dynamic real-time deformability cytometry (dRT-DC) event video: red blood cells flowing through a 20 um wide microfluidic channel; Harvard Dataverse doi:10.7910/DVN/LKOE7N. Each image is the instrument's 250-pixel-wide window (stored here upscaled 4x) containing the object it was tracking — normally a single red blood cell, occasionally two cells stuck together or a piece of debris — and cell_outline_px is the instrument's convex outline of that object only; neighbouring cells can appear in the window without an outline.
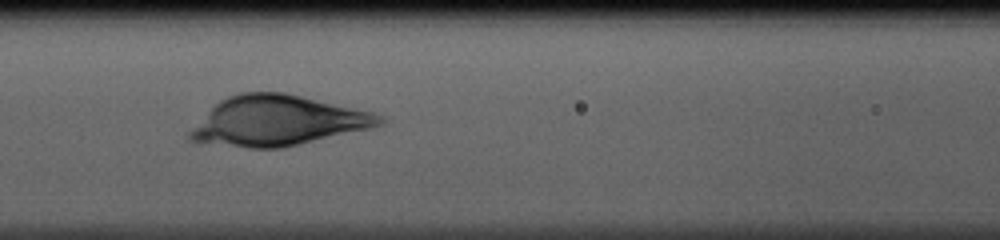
{"species": "human", "species_latin": "Homo sapiens", "temperature_condition": "cold", "stored_images_in_passage": 20, "camera_frame_rate_fps": 3000, "um_per_image_px": 0.085, "donor": {"sex": "male"}, "frame": {"image": 1, "passage_image": 7, "time_ms": 2.0, "image_size_px": [1000, 240], "cell_outline_px": [[384, 124], [368, 128], [284, 148], [248, 148], [200, 144], [188, 140], [184, 136], [220, 100], [228, 96], [240, 92], [284, 92], [372, 112], [384, 116]], "centroid_in_image_um": [23.54, 10.29], "position_along_channel_um": 143.1, "area_um2": 55.26}}
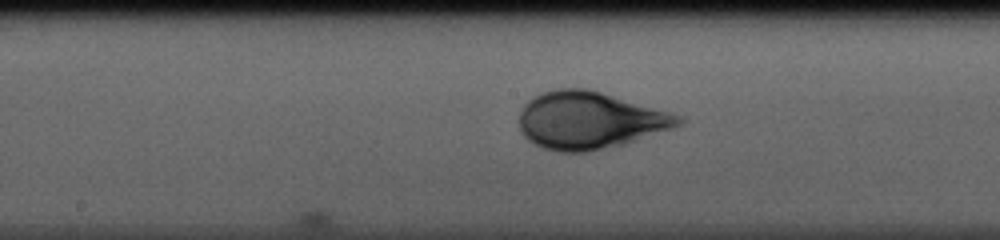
{"frame": {"image": 2, "passage_image": 11, "time_ms": 3.333, "image_size_px": [1000, 240], "cell_outline_px": [[684, 124], [624, 144], [584, 152], [556, 152], [544, 148], [528, 140], [520, 132], [520, 112], [524, 104], [532, 96], [540, 92], [552, 88], [588, 88], [668, 112], [680, 116], [684, 120]], "centroid_in_image_um": [50.07, 10.22], "position_along_channel_um": 198.1, "area_um2": 53.0}}